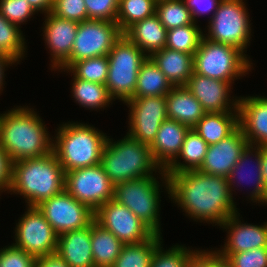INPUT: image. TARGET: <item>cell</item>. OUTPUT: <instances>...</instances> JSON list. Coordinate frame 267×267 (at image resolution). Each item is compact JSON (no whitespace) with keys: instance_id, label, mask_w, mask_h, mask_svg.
Segmentation results:
<instances>
[{"instance_id":"cell-15","label":"cell","mask_w":267,"mask_h":267,"mask_svg":"<svg viewBox=\"0 0 267 267\" xmlns=\"http://www.w3.org/2000/svg\"><path fill=\"white\" fill-rule=\"evenodd\" d=\"M125 103L130 107L127 135L150 146L161 124L168 118L165 96L132 98Z\"/></svg>"},{"instance_id":"cell-26","label":"cell","mask_w":267,"mask_h":267,"mask_svg":"<svg viewBox=\"0 0 267 267\" xmlns=\"http://www.w3.org/2000/svg\"><path fill=\"white\" fill-rule=\"evenodd\" d=\"M167 117L192 129L206 114L200 102L185 87H173L165 96Z\"/></svg>"},{"instance_id":"cell-50","label":"cell","mask_w":267,"mask_h":267,"mask_svg":"<svg viewBox=\"0 0 267 267\" xmlns=\"http://www.w3.org/2000/svg\"><path fill=\"white\" fill-rule=\"evenodd\" d=\"M261 172L267 191V145L261 146Z\"/></svg>"},{"instance_id":"cell-30","label":"cell","mask_w":267,"mask_h":267,"mask_svg":"<svg viewBox=\"0 0 267 267\" xmlns=\"http://www.w3.org/2000/svg\"><path fill=\"white\" fill-rule=\"evenodd\" d=\"M173 88L159 67L148 57L137 75V84L132 98L166 96Z\"/></svg>"},{"instance_id":"cell-34","label":"cell","mask_w":267,"mask_h":267,"mask_svg":"<svg viewBox=\"0 0 267 267\" xmlns=\"http://www.w3.org/2000/svg\"><path fill=\"white\" fill-rule=\"evenodd\" d=\"M197 23L167 30L166 48L194 55L197 51L203 32Z\"/></svg>"},{"instance_id":"cell-43","label":"cell","mask_w":267,"mask_h":267,"mask_svg":"<svg viewBox=\"0 0 267 267\" xmlns=\"http://www.w3.org/2000/svg\"><path fill=\"white\" fill-rule=\"evenodd\" d=\"M36 260V257L14 245L0 250V267H35Z\"/></svg>"},{"instance_id":"cell-29","label":"cell","mask_w":267,"mask_h":267,"mask_svg":"<svg viewBox=\"0 0 267 267\" xmlns=\"http://www.w3.org/2000/svg\"><path fill=\"white\" fill-rule=\"evenodd\" d=\"M208 147L209 145L193 129H189L179 155L164 170L166 175L198 170L204 161ZM178 158L183 159L185 163L179 162Z\"/></svg>"},{"instance_id":"cell-38","label":"cell","mask_w":267,"mask_h":267,"mask_svg":"<svg viewBox=\"0 0 267 267\" xmlns=\"http://www.w3.org/2000/svg\"><path fill=\"white\" fill-rule=\"evenodd\" d=\"M161 244L153 253L150 267H187L191 257L198 251L187 249L183 245H175L164 251Z\"/></svg>"},{"instance_id":"cell-32","label":"cell","mask_w":267,"mask_h":267,"mask_svg":"<svg viewBox=\"0 0 267 267\" xmlns=\"http://www.w3.org/2000/svg\"><path fill=\"white\" fill-rule=\"evenodd\" d=\"M72 93L75 102L82 107L97 110L104 109L113 100L105 84L85 81L73 76ZM97 108V109H96Z\"/></svg>"},{"instance_id":"cell-35","label":"cell","mask_w":267,"mask_h":267,"mask_svg":"<svg viewBox=\"0 0 267 267\" xmlns=\"http://www.w3.org/2000/svg\"><path fill=\"white\" fill-rule=\"evenodd\" d=\"M155 11V0H119L116 23L124 32L133 23L153 16Z\"/></svg>"},{"instance_id":"cell-25","label":"cell","mask_w":267,"mask_h":267,"mask_svg":"<svg viewBox=\"0 0 267 267\" xmlns=\"http://www.w3.org/2000/svg\"><path fill=\"white\" fill-rule=\"evenodd\" d=\"M149 58L159 67L173 87L185 86L193 73L194 55L164 47Z\"/></svg>"},{"instance_id":"cell-33","label":"cell","mask_w":267,"mask_h":267,"mask_svg":"<svg viewBox=\"0 0 267 267\" xmlns=\"http://www.w3.org/2000/svg\"><path fill=\"white\" fill-rule=\"evenodd\" d=\"M19 28L9 22L0 12V54L8 56L18 64L26 51L25 38Z\"/></svg>"},{"instance_id":"cell-39","label":"cell","mask_w":267,"mask_h":267,"mask_svg":"<svg viewBox=\"0 0 267 267\" xmlns=\"http://www.w3.org/2000/svg\"><path fill=\"white\" fill-rule=\"evenodd\" d=\"M230 267H267V247L238 253H218Z\"/></svg>"},{"instance_id":"cell-22","label":"cell","mask_w":267,"mask_h":267,"mask_svg":"<svg viewBox=\"0 0 267 267\" xmlns=\"http://www.w3.org/2000/svg\"><path fill=\"white\" fill-rule=\"evenodd\" d=\"M56 253L70 267H94L91 224L82 229L59 234Z\"/></svg>"},{"instance_id":"cell-7","label":"cell","mask_w":267,"mask_h":267,"mask_svg":"<svg viewBox=\"0 0 267 267\" xmlns=\"http://www.w3.org/2000/svg\"><path fill=\"white\" fill-rule=\"evenodd\" d=\"M108 56L106 87L111 98L124 103L134 96L137 75L148 56L124 35L114 44Z\"/></svg>"},{"instance_id":"cell-13","label":"cell","mask_w":267,"mask_h":267,"mask_svg":"<svg viewBox=\"0 0 267 267\" xmlns=\"http://www.w3.org/2000/svg\"><path fill=\"white\" fill-rule=\"evenodd\" d=\"M37 207L58 235L85 228L94 221L95 212L66 190L44 200Z\"/></svg>"},{"instance_id":"cell-44","label":"cell","mask_w":267,"mask_h":267,"mask_svg":"<svg viewBox=\"0 0 267 267\" xmlns=\"http://www.w3.org/2000/svg\"><path fill=\"white\" fill-rule=\"evenodd\" d=\"M185 6L190 10L191 17L194 22L197 21L196 17L206 14L209 12H213V14L217 11L218 5L221 0H183Z\"/></svg>"},{"instance_id":"cell-12","label":"cell","mask_w":267,"mask_h":267,"mask_svg":"<svg viewBox=\"0 0 267 267\" xmlns=\"http://www.w3.org/2000/svg\"><path fill=\"white\" fill-rule=\"evenodd\" d=\"M15 228L14 246L38 258L56 253L58 234L38 207H27Z\"/></svg>"},{"instance_id":"cell-11","label":"cell","mask_w":267,"mask_h":267,"mask_svg":"<svg viewBox=\"0 0 267 267\" xmlns=\"http://www.w3.org/2000/svg\"><path fill=\"white\" fill-rule=\"evenodd\" d=\"M65 190L94 212L114 197V184L101 164L65 172Z\"/></svg>"},{"instance_id":"cell-45","label":"cell","mask_w":267,"mask_h":267,"mask_svg":"<svg viewBox=\"0 0 267 267\" xmlns=\"http://www.w3.org/2000/svg\"><path fill=\"white\" fill-rule=\"evenodd\" d=\"M12 163L0 144V192H9L12 179Z\"/></svg>"},{"instance_id":"cell-23","label":"cell","mask_w":267,"mask_h":267,"mask_svg":"<svg viewBox=\"0 0 267 267\" xmlns=\"http://www.w3.org/2000/svg\"><path fill=\"white\" fill-rule=\"evenodd\" d=\"M252 156L255 157V161L254 162L250 161V162L255 163V166L254 165L252 166V168L255 167L254 168L255 171L251 170V169L250 170L247 169L248 168L247 166L249 165L248 164L249 160H252L251 158H253ZM244 168H246L247 170H244ZM246 171H248L249 173ZM245 172H246V175H245ZM227 179H228V184L230 186L231 192L234 191L233 186L238 181L237 179H239L238 183L242 182L243 180L244 181L247 180L246 181L247 183H248V179H250L249 182H251L253 180L252 182H254L253 183L254 189L250 192V198H251L250 200H252L253 202H256V203L261 202L262 204L263 203L267 204V191H266V186H265L262 172H261V147L248 145L245 148V150L242 152V154H241L239 160L237 161V163L235 164V166L232 168Z\"/></svg>"},{"instance_id":"cell-14","label":"cell","mask_w":267,"mask_h":267,"mask_svg":"<svg viewBox=\"0 0 267 267\" xmlns=\"http://www.w3.org/2000/svg\"><path fill=\"white\" fill-rule=\"evenodd\" d=\"M94 215V220L123 244L144 242L155 234L129 208L113 198L101 205Z\"/></svg>"},{"instance_id":"cell-20","label":"cell","mask_w":267,"mask_h":267,"mask_svg":"<svg viewBox=\"0 0 267 267\" xmlns=\"http://www.w3.org/2000/svg\"><path fill=\"white\" fill-rule=\"evenodd\" d=\"M240 213L231 215L220 227L228 230L227 242L217 253H238L267 247V222L264 225L242 223Z\"/></svg>"},{"instance_id":"cell-47","label":"cell","mask_w":267,"mask_h":267,"mask_svg":"<svg viewBox=\"0 0 267 267\" xmlns=\"http://www.w3.org/2000/svg\"><path fill=\"white\" fill-rule=\"evenodd\" d=\"M35 267H70L57 253L38 257Z\"/></svg>"},{"instance_id":"cell-18","label":"cell","mask_w":267,"mask_h":267,"mask_svg":"<svg viewBox=\"0 0 267 267\" xmlns=\"http://www.w3.org/2000/svg\"><path fill=\"white\" fill-rule=\"evenodd\" d=\"M43 37L52 57V68L58 69L70 58L78 22L62 19L51 12L46 14Z\"/></svg>"},{"instance_id":"cell-37","label":"cell","mask_w":267,"mask_h":267,"mask_svg":"<svg viewBox=\"0 0 267 267\" xmlns=\"http://www.w3.org/2000/svg\"><path fill=\"white\" fill-rule=\"evenodd\" d=\"M155 14L167 30L193 24L190 10L183 0H162L156 2Z\"/></svg>"},{"instance_id":"cell-16","label":"cell","mask_w":267,"mask_h":267,"mask_svg":"<svg viewBox=\"0 0 267 267\" xmlns=\"http://www.w3.org/2000/svg\"><path fill=\"white\" fill-rule=\"evenodd\" d=\"M248 145L249 143L241 128L238 127L228 137L218 143L209 145L204 161L198 171L227 178Z\"/></svg>"},{"instance_id":"cell-8","label":"cell","mask_w":267,"mask_h":267,"mask_svg":"<svg viewBox=\"0 0 267 267\" xmlns=\"http://www.w3.org/2000/svg\"><path fill=\"white\" fill-rule=\"evenodd\" d=\"M154 176L114 185L113 199L129 208L155 234H162L159 218L160 187Z\"/></svg>"},{"instance_id":"cell-19","label":"cell","mask_w":267,"mask_h":267,"mask_svg":"<svg viewBox=\"0 0 267 267\" xmlns=\"http://www.w3.org/2000/svg\"><path fill=\"white\" fill-rule=\"evenodd\" d=\"M241 98V99H240ZM238 99L239 127L249 145H267V98L259 96Z\"/></svg>"},{"instance_id":"cell-42","label":"cell","mask_w":267,"mask_h":267,"mask_svg":"<svg viewBox=\"0 0 267 267\" xmlns=\"http://www.w3.org/2000/svg\"><path fill=\"white\" fill-rule=\"evenodd\" d=\"M88 20L116 22L119 0H84Z\"/></svg>"},{"instance_id":"cell-48","label":"cell","mask_w":267,"mask_h":267,"mask_svg":"<svg viewBox=\"0 0 267 267\" xmlns=\"http://www.w3.org/2000/svg\"><path fill=\"white\" fill-rule=\"evenodd\" d=\"M35 12L42 11L46 14L53 9L54 0H27Z\"/></svg>"},{"instance_id":"cell-46","label":"cell","mask_w":267,"mask_h":267,"mask_svg":"<svg viewBox=\"0 0 267 267\" xmlns=\"http://www.w3.org/2000/svg\"><path fill=\"white\" fill-rule=\"evenodd\" d=\"M187 267H213V251H197L189 260Z\"/></svg>"},{"instance_id":"cell-36","label":"cell","mask_w":267,"mask_h":267,"mask_svg":"<svg viewBox=\"0 0 267 267\" xmlns=\"http://www.w3.org/2000/svg\"><path fill=\"white\" fill-rule=\"evenodd\" d=\"M75 78L85 81L106 84L108 78V56L82 59L72 63L67 69Z\"/></svg>"},{"instance_id":"cell-1","label":"cell","mask_w":267,"mask_h":267,"mask_svg":"<svg viewBox=\"0 0 267 267\" xmlns=\"http://www.w3.org/2000/svg\"><path fill=\"white\" fill-rule=\"evenodd\" d=\"M161 177L171 200L195 221L221 226L231 215L238 213L226 177L198 170L172 175L163 171Z\"/></svg>"},{"instance_id":"cell-2","label":"cell","mask_w":267,"mask_h":267,"mask_svg":"<svg viewBox=\"0 0 267 267\" xmlns=\"http://www.w3.org/2000/svg\"><path fill=\"white\" fill-rule=\"evenodd\" d=\"M47 127L32 108L16 107L0 115V144L12 162L53 152Z\"/></svg>"},{"instance_id":"cell-31","label":"cell","mask_w":267,"mask_h":267,"mask_svg":"<svg viewBox=\"0 0 267 267\" xmlns=\"http://www.w3.org/2000/svg\"><path fill=\"white\" fill-rule=\"evenodd\" d=\"M160 234L140 243L124 244L112 267H150L156 247L162 243Z\"/></svg>"},{"instance_id":"cell-21","label":"cell","mask_w":267,"mask_h":267,"mask_svg":"<svg viewBox=\"0 0 267 267\" xmlns=\"http://www.w3.org/2000/svg\"><path fill=\"white\" fill-rule=\"evenodd\" d=\"M187 125L167 118L160 126L153 143L149 146L154 161L166 169L179 155L186 133Z\"/></svg>"},{"instance_id":"cell-10","label":"cell","mask_w":267,"mask_h":267,"mask_svg":"<svg viewBox=\"0 0 267 267\" xmlns=\"http://www.w3.org/2000/svg\"><path fill=\"white\" fill-rule=\"evenodd\" d=\"M123 32L118 24L105 20H86L79 23L70 58L59 68L67 69L72 63L108 55Z\"/></svg>"},{"instance_id":"cell-41","label":"cell","mask_w":267,"mask_h":267,"mask_svg":"<svg viewBox=\"0 0 267 267\" xmlns=\"http://www.w3.org/2000/svg\"><path fill=\"white\" fill-rule=\"evenodd\" d=\"M51 13L59 18L78 23L88 20L84 0H54Z\"/></svg>"},{"instance_id":"cell-49","label":"cell","mask_w":267,"mask_h":267,"mask_svg":"<svg viewBox=\"0 0 267 267\" xmlns=\"http://www.w3.org/2000/svg\"><path fill=\"white\" fill-rule=\"evenodd\" d=\"M16 63L15 61H13L11 58H9L8 56L4 55V54H0V93H1V90H3V78H4V72H5V68L8 66V65H12ZM6 66V67H5Z\"/></svg>"},{"instance_id":"cell-6","label":"cell","mask_w":267,"mask_h":267,"mask_svg":"<svg viewBox=\"0 0 267 267\" xmlns=\"http://www.w3.org/2000/svg\"><path fill=\"white\" fill-rule=\"evenodd\" d=\"M251 64L238 48L212 42L203 36L194 54L193 72L231 84L234 79L245 76Z\"/></svg>"},{"instance_id":"cell-27","label":"cell","mask_w":267,"mask_h":267,"mask_svg":"<svg viewBox=\"0 0 267 267\" xmlns=\"http://www.w3.org/2000/svg\"><path fill=\"white\" fill-rule=\"evenodd\" d=\"M233 111L206 113L192 129L208 145L218 143L239 127L238 109Z\"/></svg>"},{"instance_id":"cell-28","label":"cell","mask_w":267,"mask_h":267,"mask_svg":"<svg viewBox=\"0 0 267 267\" xmlns=\"http://www.w3.org/2000/svg\"><path fill=\"white\" fill-rule=\"evenodd\" d=\"M91 246L94 267H112L124 244L94 220L91 223Z\"/></svg>"},{"instance_id":"cell-17","label":"cell","mask_w":267,"mask_h":267,"mask_svg":"<svg viewBox=\"0 0 267 267\" xmlns=\"http://www.w3.org/2000/svg\"><path fill=\"white\" fill-rule=\"evenodd\" d=\"M231 85L229 82L205 77L193 72L185 87L200 102L206 113H215L233 112L232 109H238V99H229Z\"/></svg>"},{"instance_id":"cell-24","label":"cell","mask_w":267,"mask_h":267,"mask_svg":"<svg viewBox=\"0 0 267 267\" xmlns=\"http://www.w3.org/2000/svg\"><path fill=\"white\" fill-rule=\"evenodd\" d=\"M123 35L136 44L148 57L166 46L167 29L154 14L129 26Z\"/></svg>"},{"instance_id":"cell-9","label":"cell","mask_w":267,"mask_h":267,"mask_svg":"<svg viewBox=\"0 0 267 267\" xmlns=\"http://www.w3.org/2000/svg\"><path fill=\"white\" fill-rule=\"evenodd\" d=\"M209 20L208 34H203L205 38L245 52L251 39V24L243 0H221L217 11Z\"/></svg>"},{"instance_id":"cell-3","label":"cell","mask_w":267,"mask_h":267,"mask_svg":"<svg viewBox=\"0 0 267 267\" xmlns=\"http://www.w3.org/2000/svg\"><path fill=\"white\" fill-rule=\"evenodd\" d=\"M65 190V172L55 153L12 163L9 191L23 195L30 207Z\"/></svg>"},{"instance_id":"cell-51","label":"cell","mask_w":267,"mask_h":267,"mask_svg":"<svg viewBox=\"0 0 267 267\" xmlns=\"http://www.w3.org/2000/svg\"><path fill=\"white\" fill-rule=\"evenodd\" d=\"M213 267H230V265L216 251H213Z\"/></svg>"},{"instance_id":"cell-5","label":"cell","mask_w":267,"mask_h":267,"mask_svg":"<svg viewBox=\"0 0 267 267\" xmlns=\"http://www.w3.org/2000/svg\"><path fill=\"white\" fill-rule=\"evenodd\" d=\"M53 152L64 172L91 167L101 163L102 150L107 136L94 126L82 123H65L59 129Z\"/></svg>"},{"instance_id":"cell-40","label":"cell","mask_w":267,"mask_h":267,"mask_svg":"<svg viewBox=\"0 0 267 267\" xmlns=\"http://www.w3.org/2000/svg\"><path fill=\"white\" fill-rule=\"evenodd\" d=\"M0 12L9 22L19 27L27 18L30 19L33 14L35 15L27 0H0Z\"/></svg>"},{"instance_id":"cell-4","label":"cell","mask_w":267,"mask_h":267,"mask_svg":"<svg viewBox=\"0 0 267 267\" xmlns=\"http://www.w3.org/2000/svg\"><path fill=\"white\" fill-rule=\"evenodd\" d=\"M107 138L102 150L101 165L109 180L114 184L132 179L153 176V172L164 169L154 161L148 145L126 135L123 139Z\"/></svg>"}]
</instances>
